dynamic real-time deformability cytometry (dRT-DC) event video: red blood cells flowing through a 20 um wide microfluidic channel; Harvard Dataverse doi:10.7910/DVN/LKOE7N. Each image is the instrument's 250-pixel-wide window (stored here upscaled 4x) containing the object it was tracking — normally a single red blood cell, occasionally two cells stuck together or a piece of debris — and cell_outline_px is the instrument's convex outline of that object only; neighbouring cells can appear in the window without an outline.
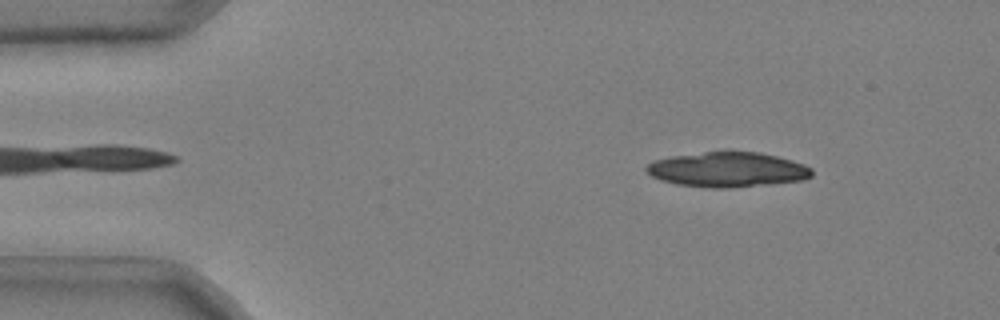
{"species": "common noctule bat (a hibernating species)", "species_latin": "Nyctalus noctula", "temperature_condition": "cold", "stored_images_in_passage": 27, "camera_frame_rate_fps": 3000, "um_per_image_px": 0.085, "animal": {"sex": "male", "body_mass_g": 20.4}, "frame": {"image": 1, "passage_image": 4, "time_ms": 1.0, "image_size_px": [1000, 320], "cell_outline_px": [[812, 176], [800, 180], [768, 184], [728, 188], [712, 188], [676, 184], [660, 180], [652, 176], [644, 168], [652, 160], [672, 156], [728, 148], [760, 152], [792, 160], [804, 164], [812, 168]], "centroid_in_image_um": [61.82, 14.37], "position_along_channel_um": 23.2, "area_um2": 34.45}}
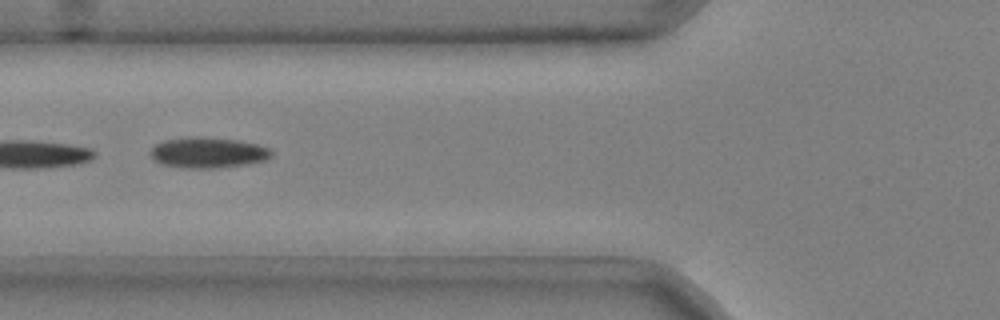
{"frame": {"image": 2, "passage_image": 17, "time_ms": 5.333, "image_size_px": [1000, 320], "cell_outline_px": [[272, 156], [268, 160], [248, 164], [216, 168], [180, 168], [164, 164], [156, 160], [152, 156], [152, 148], [156, 144], [164, 140], [188, 136], [200, 136], [240, 140], [256, 144], [268, 148], [272, 152]], "centroid_in_image_um": [17.72, 12.96], "position_along_channel_um": 108.1, "area_um2": 21.73}}